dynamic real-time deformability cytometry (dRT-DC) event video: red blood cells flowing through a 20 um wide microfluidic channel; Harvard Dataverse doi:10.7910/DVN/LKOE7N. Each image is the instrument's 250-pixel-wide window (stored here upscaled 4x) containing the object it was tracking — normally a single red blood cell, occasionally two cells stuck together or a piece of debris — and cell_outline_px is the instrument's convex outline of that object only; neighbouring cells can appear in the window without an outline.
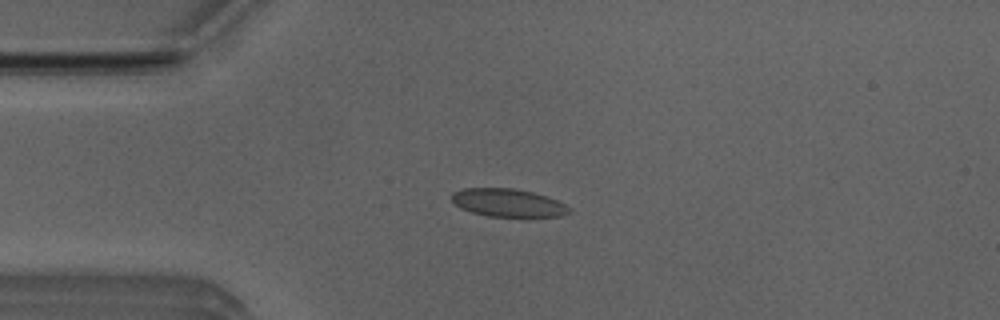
{"species": "Egyptian fruit bat (a non-hibernating species)", "species_latin": "Rousettus aegyptiacus", "temperature_condition": "room temperature", "stored_images_in_passage": 6, "camera_frame_rate_fps": 3000, "um_per_image_px": 0.085, "animal": {"sex": "male"}, "frame": {"image": 1, "passage_image": 2, "time_ms": 0.333, "image_size_px": [1000, 320], "cell_outline_px": [[572, 212], [560, 216], [488, 216], [472, 212], [460, 208], [452, 200], [452, 192], [464, 188], [512, 188], [532, 192], [556, 200], [572, 208]], "centroid_in_image_um": [43.17, 17.23], "position_along_channel_um": 41.8, "area_um2": 18.96}}
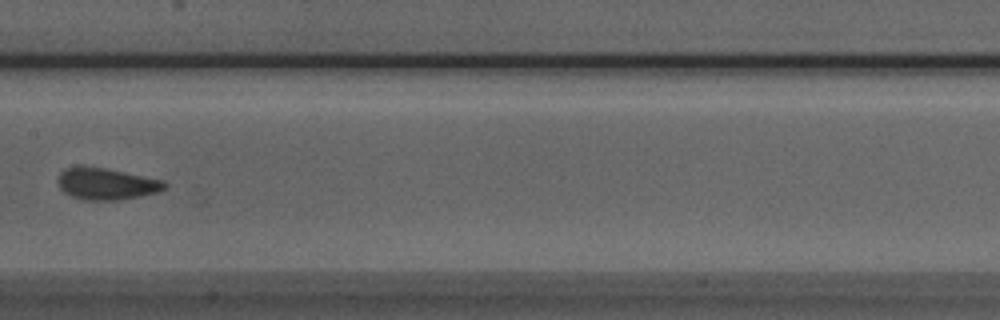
{"frame": {"image": 2, "passage_image": 6, "time_ms": 1.667, "image_size_px": [1000, 320], "cell_outline_px": [[168, 188], [156, 192], [140, 196], [120, 200], [84, 200], [72, 196], [64, 192], [60, 188], [60, 172], [64, 168], [80, 164], [84, 164], [164, 180], [168, 184]], "centroid_in_image_um": [9.05, 15.6], "position_along_channel_um": 198.3, "area_um2": 19.88}}